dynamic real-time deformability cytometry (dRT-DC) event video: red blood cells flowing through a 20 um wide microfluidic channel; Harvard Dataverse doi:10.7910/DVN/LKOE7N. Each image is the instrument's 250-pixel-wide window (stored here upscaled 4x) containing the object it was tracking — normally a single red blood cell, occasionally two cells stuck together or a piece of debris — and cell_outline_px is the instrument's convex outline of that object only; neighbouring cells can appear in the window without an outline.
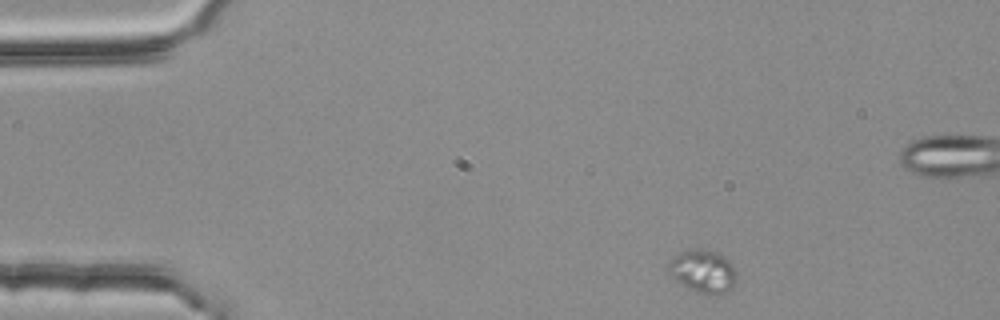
{"species": "common noctule bat (a hibernating species)", "species_latin": "Nyctalus noctula", "temperature_condition": "room temperature", "stored_images_in_passage": 4, "camera_frame_rate_fps": 3000, "um_per_image_px": 0.085, "animal": {"sex": "female", "body_mass_g": 25.1}, "frame": {"image": 1, "passage_image": 1, "time_ms": 0.0, "image_size_px": [1000, 320], "cell_outline_px": [[736, 272], [732, 288], [724, 292], [708, 296], [696, 292], [688, 288], [676, 280], [668, 272], [668, 264], [680, 252], [688, 248], [708, 248], [716, 252], [728, 260], [732, 264]], "centroid_in_image_um": [59.74, 23.04], "position_along_channel_um": 25.3, "area_um2": 17.05}}